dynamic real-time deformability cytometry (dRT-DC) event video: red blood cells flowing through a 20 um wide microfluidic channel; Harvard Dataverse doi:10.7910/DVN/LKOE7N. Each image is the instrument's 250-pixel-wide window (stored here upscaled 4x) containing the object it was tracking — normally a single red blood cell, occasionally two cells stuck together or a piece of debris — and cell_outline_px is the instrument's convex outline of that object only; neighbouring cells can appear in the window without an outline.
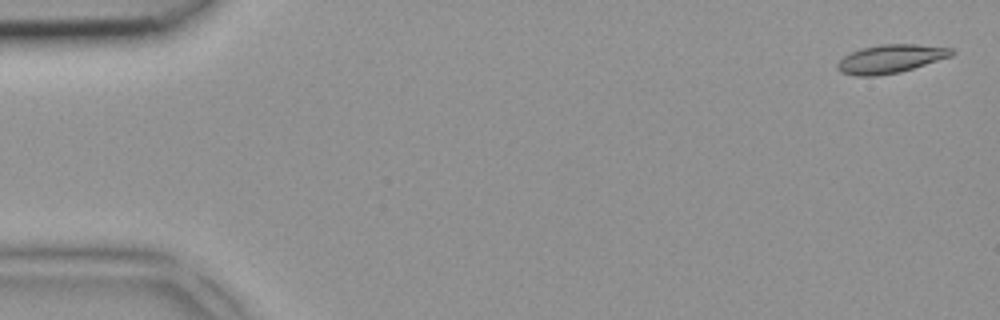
{"species": "common noctule bat (a hibernating species)", "species_latin": "Nyctalus noctula", "temperature_condition": "room temperature", "stored_images_in_passage": 4, "camera_frame_rate_fps": 3000, "um_per_image_px": 0.085, "animal": {"sex": "female", "body_mass_g": 18.4}, "frame": {"image": 1, "passage_image": 1, "time_ms": 0.0, "image_size_px": [1000, 320], "cell_outline_px": [[956, 52], [952, 56], [900, 72], [876, 76], [856, 76], [840, 72], [836, 68], [836, 64], [844, 56], [860, 48], [880, 44], [916, 44], [952, 48]], "centroid_in_image_um": [75.69, 5.0], "position_along_channel_um": 9.3, "area_um2": 19.02}}
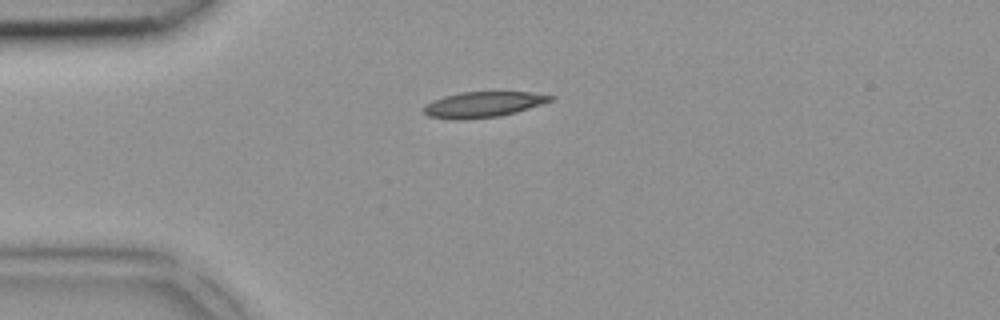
{"frame": {"image": 2, "passage_image": 4, "time_ms": 1.0, "image_size_px": [1000, 320], "cell_outline_px": [[556, 100], [516, 112], [500, 116], [464, 120], [456, 120], [428, 116], [424, 112], [424, 104], [432, 100], [444, 96], [460, 92], [532, 92], [556, 96]], "centroid_in_image_um": [41.1, 8.88], "position_along_channel_um": 43.9, "area_um2": 19.19}}